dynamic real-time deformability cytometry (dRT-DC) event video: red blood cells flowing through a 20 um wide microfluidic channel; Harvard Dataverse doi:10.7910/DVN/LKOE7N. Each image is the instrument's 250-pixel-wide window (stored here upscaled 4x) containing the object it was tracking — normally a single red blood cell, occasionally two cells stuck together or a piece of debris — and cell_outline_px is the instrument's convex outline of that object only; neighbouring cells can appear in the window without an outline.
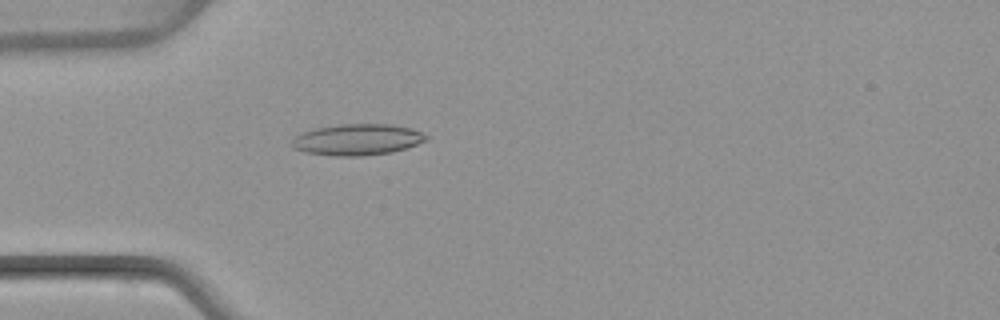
{"species": "common noctule bat (a hibernating species)", "species_latin": "Nyctalus noctula", "temperature_condition": "warm", "stored_images_in_passage": 50, "camera_frame_rate_fps": 3000, "um_per_image_px": 0.085, "animal": {"sex": "female", "body_mass_g": 22.7, "forearm_length_mm": 54.2}, "frame": {"image": 1, "passage_image": 15, "time_ms": 4.667, "image_size_px": [1000, 320], "cell_outline_px": [[428, 140], [392, 152], [360, 156], [332, 156], [304, 152], [292, 148], [292, 140], [296, 136], [304, 132], [316, 128], [340, 124], [392, 124], [412, 128], [428, 136]], "centroid_in_image_um": [30.37, 11.87], "position_along_channel_um": 54.6, "area_um2": 24.39}}
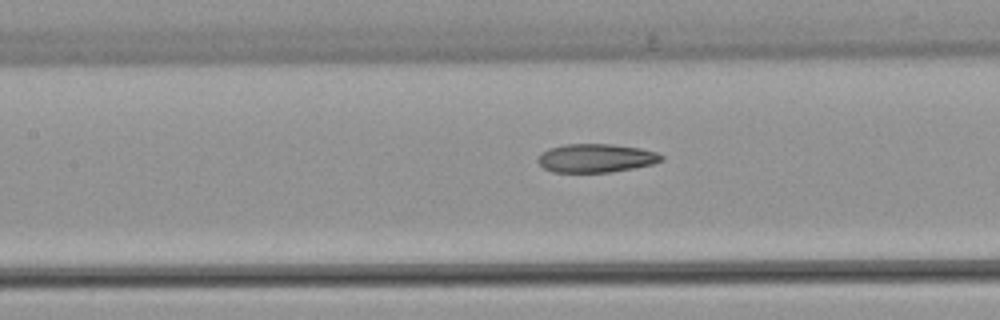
{"frame": {"image": 2, "passage_image": 23, "time_ms": 7.333, "image_size_px": [1000, 320], "cell_outline_px": [[664, 160], [652, 164], [612, 172], [552, 172], [544, 168], [536, 160], [536, 156], [548, 148], [564, 144], [612, 144], [640, 148], [656, 152], [664, 156]], "centroid_in_image_um": [50.63, 13.43], "position_along_channel_um": 156.8, "area_um2": 20.69}}
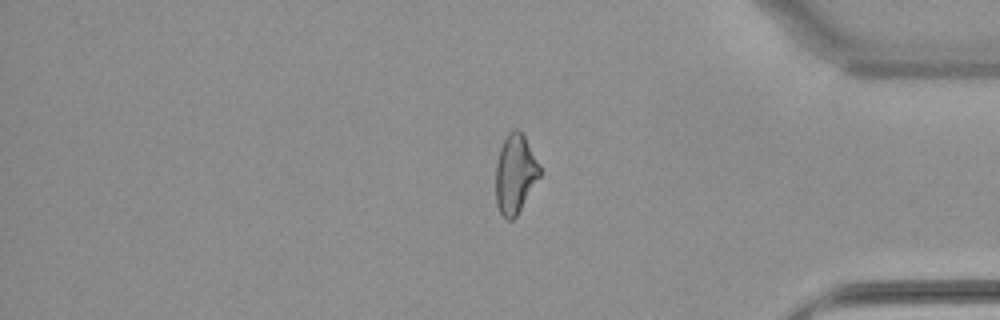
{"frame": {"image": 3, "passage_image": 42, "time_ms": 13.667, "image_size_px": [1000, 320], "cell_outline_px": [[540, 176], [516, 216], [512, 220], [508, 220], [500, 212], [496, 204], [496, 164], [500, 148], [508, 132], [512, 128], [516, 128], [524, 136], [540, 164]], "centroid_in_image_um": [43.78, 14.77], "position_along_channel_um": 391.4, "area_um2": 20.11}, "authors_computed_cell_mechanics": {"area_um2": 21.5883, "velocity_mm_per_s": 4.0762, "shape_relaxation_time_tau1_ms": null, "shape_relaxation_time_tau2_ms": 3.1417, "deformation_change_tau1": null, "deformation_change_tau2": 0.1209}}